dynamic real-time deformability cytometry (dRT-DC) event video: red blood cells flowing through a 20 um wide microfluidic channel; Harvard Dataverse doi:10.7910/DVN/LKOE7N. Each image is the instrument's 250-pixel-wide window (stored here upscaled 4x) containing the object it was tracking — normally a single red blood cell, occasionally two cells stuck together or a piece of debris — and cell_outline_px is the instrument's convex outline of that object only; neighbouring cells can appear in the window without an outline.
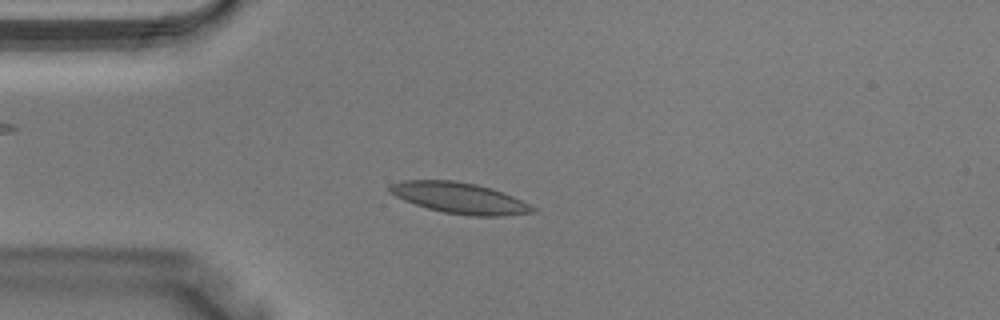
{"species": "Egyptian fruit bat (a non-hibernating species)", "species_latin": "Rousettus aegyptiacus", "temperature_condition": "warm", "stored_images_in_passage": 36, "camera_frame_rate_fps": 3000, "um_per_image_px": 0.085, "animal": {"sex": "male"}, "frame": {"image": 1, "passage_image": 10, "time_ms": 3.0, "image_size_px": [1000, 320], "cell_outline_px": [[536, 212], [500, 216], [472, 216], [444, 212], [428, 208], [404, 200], [388, 192], [388, 184], [404, 180], [452, 180], [476, 184], [492, 188], [504, 192], [536, 208]], "centroid_in_image_um": [39.04, 16.82], "position_along_channel_um": 46.0, "area_um2": 25.72}}
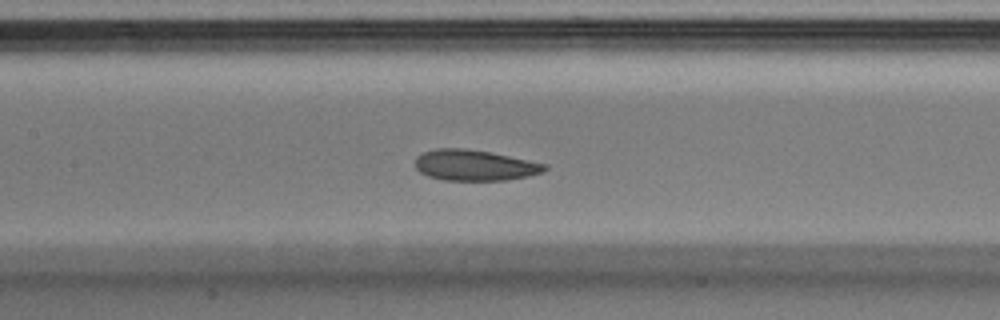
{"frame": {"image": 2, "passage_image": 18, "time_ms": 5.667, "image_size_px": [1000, 320], "cell_outline_px": [[548, 168], [544, 172], [528, 176], [508, 180], [444, 180], [428, 176], [420, 172], [416, 168], [416, 156], [424, 152], [436, 148], [464, 148], [492, 152], [548, 164]], "centroid_in_image_um": [40.38, 14.04], "position_along_channel_um": 167.0, "area_um2": 23.41}}
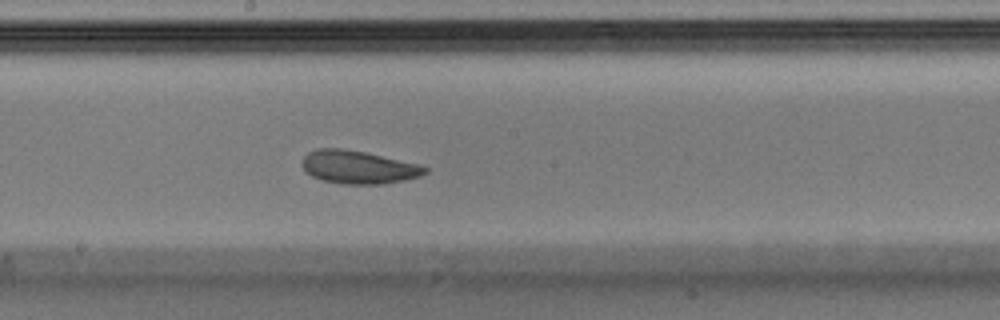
{"frame": {"image": 3, "passage_image": 21, "time_ms": 6.667, "image_size_px": [1000, 320], "cell_outline_px": [[428, 172], [420, 176], [404, 180], [380, 184], [340, 184], [324, 180], [312, 176], [300, 164], [304, 156], [308, 152], [316, 148], [344, 148], [364, 152], [420, 164], [428, 168]], "centroid_in_image_um": [30.46, 14.2], "position_along_channel_um": 217.7, "area_um2": 23.7}}